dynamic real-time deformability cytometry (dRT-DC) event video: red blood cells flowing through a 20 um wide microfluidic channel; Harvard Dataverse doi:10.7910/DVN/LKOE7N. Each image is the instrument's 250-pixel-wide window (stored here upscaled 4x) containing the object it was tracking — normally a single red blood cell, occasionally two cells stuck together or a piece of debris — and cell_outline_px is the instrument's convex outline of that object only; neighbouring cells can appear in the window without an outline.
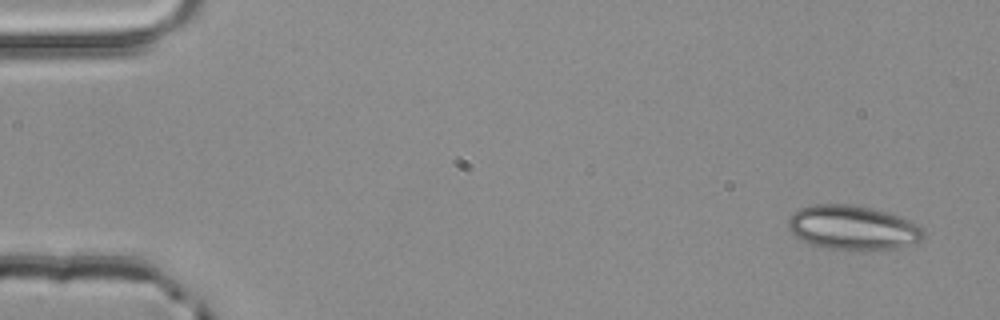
{"species": "common noctule bat (a hibernating species)", "species_latin": "Nyctalus noctula", "temperature_condition": "room temperature", "stored_images_in_passage": 4, "camera_frame_rate_fps": 3000, "um_per_image_px": 0.085, "animal": {"sex": "male", "body_mass_g": 20.4}, "frame": {"image": 1, "passage_image": 1, "time_ms": 0.0, "image_size_px": [1000, 320], "cell_outline_px": [[924, 236], [920, 240], [896, 248], [828, 248], [812, 244], [800, 240], [788, 228], [788, 216], [792, 212], [800, 208], [812, 204], [852, 204], [884, 212], [908, 220], [924, 228]], "centroid_in_image_um": [72.41, 19.32], "position_along_channel_um": 12.6, "area_um2": 34.16}}